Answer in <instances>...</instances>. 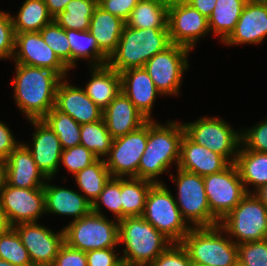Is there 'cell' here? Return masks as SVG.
Instances as JSON below:
<instances>
[{
  "instance_id": "6",
  "label": "cell",
  "mask_w": 267,
  "mask_h": 266,
  "mask_svg": "<svg viewBox=\"0 0 267 266\" xmlns=\"http://www.w3.org/2000/svg\"><path fill=\"white\" fill-rule=\"evenodd\" d=\"M141 216L173 243H180L191 229L186 226L176 199L162 183L150 187Z\"/></svg>"
},
{
  "instance_id": "24",
  "label": "cell",
  "mask_w": 267,
  "mask_h": 266,
  "mask_svg": "<svg viewBox=\"0 0 267 266\" xmlns=\"http://www.w3.org/2000/svg\"><path fill=\"white\" fill-rule=\"evenodd\" d=\"M267 35V5L245 3L235 30L226 44L259 43Z\"/></svg>"
},
{
  "instance_id": "44",
  "label": "cell",
  "mask_w": 267,
  "mask_h": 266,
  "mask_svg": "<svg viewBox=\"0 0 267 266\" xmlns=\"http://www.w3.org/2000/svg\"><path fill=\"white\" fill-rule=\"evenodd\" d=\"M15 34L10 14L0 12V58H10L14 55Z\"/></svg>"
},
{
  "instance_id": "8",
  "label": "cell",
  "mask_w": 267,
  "mask_h": 266,
  "mask_svg": "<svg viewBox=\"0 0 267 266\" xmlns=\"http://www.w3.org/2000/svg\"><path fill=\"white\" fill-rule=\"evenodd\" d=\"M222 221V222H221ZM222 230L244 242L267 239V207L255 196L247 193L240 203L220 220Z\"/></svg>"
},
{
  "instance_id": "45",
  "label": "cell",
  "mask_w": 267,
  "mask_h": 266,
  "mask_svg": "<svg viewBox=\"0 0 267 266\" xmlns=\"http://www.w3.org/2000/svg\"><path fill=\"white\" fill-rule=\"evenodd\" d=\"M241 143H245L244 149L256 152H267V120L248 130L241 135Z\"/></svg>"
},
{
  "instance_id": "1",
  "label": "cell",
  "mask_w": 267,
  "mask_h": 266,
  "mask_svg": "<svg viewBox=\"0 0 267 266\" xmlns=\"http://www.w3.org/2000/svg\"><path fill=\"white\" fill-rule=\"evenodd\" d=\"M63 78L48 69L16 64L14 97L28 120L42 119L55 107L56 91Z\"/></svg>"
},
{
  "instance_id": "18",
  "label": "cell",
  "mask_w": 267,
  "mask_h": 266,
  "mask_svg": "<svg viewBox=\"0 0 267 266\" xmlns=\"http://www.w3.org/2000/svg\"><path fill=\"white\" fill-rule=\"evenodd\" d=\"M62 81L56 91L57 110L71 116L80 125L102 119L103 110L86 95L84 89L70 86L66 80Z\"/></svg>"
},
{
  "instance_id": "34",
  "label": "cell",
  "mask_w": 267,
  "mask_h": 266,
  "mask_svg": "<svg viewBox=\"0 0 267 266\" xmlns=\"http://www.w3.org/2000/svg\"><path fill=\"white\" fill-rule=\"evenodd\" d=\"M97 6L98 0H71L54 21L65 30H88Z\"/></svg>"
},
{
  "instance_id": "36",
  "label": "cell",
  "mask_w": 267,
  "mask_h": 266,
  "mask_svg": "<svg viewBox=\"0 0 267 266\" xmlns=\"http://www.w3.org/2000/svg\"><path fill=\"white\" fill-rule=\"evenodd\" d=\"M42 120L58 136L63 150L80 145L81 125L71 116L62 113L53 107Z\"/></svg>"
},
{
  "instance_id": "33",
  "label": "cell",
  "mask_w": 267,
  "mask_h": 266,
  "mask_svg": "<svg viewBox=\"0 0 267 266\" xmlns=\"http://www.w3.org/2000/svg\"><path fill=\"white\" fill-rule=\"evenodd\" d=\"M71 48V68L80 58H94L92 67L107 65L108 56L98 47L96 39L88 31L65 30ZM91 56V57H90Z\"/></svg>"
},
{
  "instance_id": "13",
  "label": "cell",
  "mask_w": 267,
  "mask_h": 266,
  "mask_svg": "<svg viewBox=\"0 0 267 266\" xmlns=\"http://www.w3.org/2000/svg\"><path fill=\"white\" fill-rule=\"evenodd\" d=\"M189 51L186 47L171 44L145 63L144 68L160 94L178 95L181 77L188 67L186 59Z\"/></svg>"
},
{
  "instance_id": "15",
  "label": "cell",
  "mask_w": 267,
  "mask_h": 266,
  "mask_svg": "<svg viewBox=\"0 0 267 266\" xmlns=\"http://www.w3.org/2000/svg\"><path fill=\"white\" fill-rule=\"evenodd\" d=\"M13 228L28 250L33 266H52L60 246L64 243V230L55 234L36 222L20 223Z\"/></svg>"
},
{
  "instance_id": "43",
  "label": "cell",
  "mask_w": 267,
  "mask_h": 266,
  "mask_svg": "<svg viewBox=\"0 0 267 266\" xmlns=\"http://www.w3.org/2000/svg\"><path fill=\"white\" fill-rule=\"evenodd\" d=\"M149 266H192V263L181 243H172Z\"/></svg>"
},
{
  "instance_id": "7",
  "label": "cell",
  "mask_w": 267,
  "mask_h": 266,
  "mask_svg": "<svg viewBox=\"0 0 267 266\" xmlns=\"http://www.w3.org/2000/svg\"><path fill=\"white\" fill-rule=\"evenodd\" d=\"M63 230L64 242L84 252L114 248V245L119 244L118 223L92 211L82 218L73 220Z\"/></svg>"
},
{
  "instance_id": "46",
  "label": "cell",
  "mask_w": 267,
  "mask_h": 266,
  "mask_svg": "<svg viewBox=\"0 0 267 266\" xmlns=\"http://www.w3.org/2000/svg\"><path fill=\"white\" fill-rule=\"evenodd\" d=\"M52 266H88L86 252L72 248L64 242Z\"/></svg>"
},
{
  "instance_id": "50",
  "label": "cell",
  "mask_w": 267,
  "mask_h": 266,
  "mask_svg": "<svg viewBox=\"0 0 267 266\" xmlns=\"http://www.w3.org/2000/svg\"><path fill=\"white\" fill-rule=\"evenodd\" d=\"M186 2L208 19L216 7L217 0H187Z\"/></svg>"
},
{
  "instance_id": "58",
  "label": "cell",
  "mask_w": 267,
  "mask_h": 266,
  "mask_svg": "<svg viewBox=\"0 0 267 266\" xmlns=\"http://www.w3.org/2000/svg\"><path fill=\"white\" fill-rule=\"evenodd\" d=\"M119 266H135V265H128V264L121 263Z\"/></svg>"
},
{
  "instance_id": "5",
  "label": "cell",
  "mask_w": 267,
  "mask_h": 266,
  "mask_svg": "<svg viewBox=\"0 0 267 266\" xmlns=\"http://www.w3.org/2000/svg\"><path fill=\"white\" fill-rule=\"evenodd\" d=\"M221 230L219 224L211 227H191L180 243L186 249L192 266L238 264L237 244L221 236Z\"/></svg>"
},
{
  "instance_id": "41",
  "label": "cell",
  "mask_w": 267,
  "mask_h": 266,
  "mask_svg": "<svg viewBox=\"0 0 267 266\" xmlns=\"http://www.w3.org/2000/svg\"><path fill=\"white\" fill-rule=\"evenodd\" d=\"M238 264L241 266H267V239L237 245Z\"/></svg>"
},
{
  "instance_id": "22",
  "label": "cell",
  "mask_w": 267,
  "mask_h": 266,
  "mask_svg": "<svg viewBox=\"0 0 267 266\" xmlns=\"http://www.w3.org/2000/svg\"><path fill=\"white\" fill-rule=\"evenodd\" d=\"M102 118L113 139L138 129L148 121L122 92L103 110Z\"/></svg>"
},
{
  "instance_id": "53",
  "label": "cell",
  "mask_w": 267,
  "mask_h": 266,
  "mask_svg": "<svg viewBox=\"0 0 267 266\" xmlns=\"http://www.w3.org/2000/svg\"><path fill=\"white\" fill-rule=\"evenodd\" d=\"M256 190L255 196L267 207V184Z\"/></svg>"
},
{
  "instance_id": "20",
  "label": "cell",
  "mask_w": 267,
  "mask_h": 266,
  "mask_svg": "<svg viewBox=\"0 0 267 266\" xmlns=\"http://www.w3.org/2000/svg\"><path fill=\"white\" fill-rule=\"evenodd\" d=\"M6 182L16 188H43L48 179L36 165L25 144H19L4 161ZM41 179V180H40Z\"/></svg>"
},
{
  "instance_id": "26",
  "label": "cell",
  "mask_w": 267,
  "mask_h": 266,
  "mask_svg": "<svg viewBox=\"0 0 267 266\" xmlns=\"http://www.w3.org/2000/svg\"><path fill=\"white\" fill-rule=\"evenodd\" d=\"M125 21L97 6L90 20L88 31L96 39L98 47L108 56L116 50Z\"/></svg>"
},
{
  "instance_id": "30",
  "label": "cell",
  "mask_w": 267,
  "mask_h": 266,
  "mask_svg": "<svg viewBox=\"0 0 267 266\" xmlns=\"http://www.w3.org/2000/svg\"><path fill=\"white\" fill-rule=\"evenodd\" d=\"M245 3V0H217L216 7L208 18L209 30L220 34L224 42L235 30Z\"/></svg>"
},
{
  "instance_id": "16",
  "label": "cell",
  "mask_w": 267,
  "mask_h": 266,
  "mask_svg": "<svg viewBox=\"0 0 267 266\" xmlns=\"http://www.w3.org/2000/svg\"><path fill=\"white\" fill-rule=\"evenodd\" d=\"M168 29L171 44L188 49L208 33V19L186 1L168 6Z\"/></svg>"
},
{
  "instance_id": "35",
  "label": "cell",
  "mask_w": 267,
  "mask_h": 266,
  "mask_svg": "<svg viewBox=\"0 0 267 266\" xmlns=\"http://www.w3.org/2000/svg\"><path fill=\"white\" fill-rule=\"evenodd\" d=\"M75 177L79 188L87 195L86 199L91 204L99 197L103 187L112 178L110 171L106 167L105 160L100 158L79 171Z\"/></svg>"
},
{
  "instance_id": "9",
  "label": "cell",
  "mask_w": 267,
  "mask_h": 266,
  "mask_svg": "<svg viewBox=\"0 0 267 266\" xmlns=\"http://www.w3.org/2000/svg\"><path fill=\"white\" fill-rule=\"evenodd\" d=\"M177 178H173L178 186L176 204L182 218L191 220L194 227H211L220 221L211 213L203 177L178 168ZM177 179V180H176ZM179 202V203H178Z\"/></svg>"
},
{
  "instance_id": "40",
  "label": "cell",
  "mask_w": 267,
  "mask_h": 266,
  "mask_svg": "<svg viewBox=\"0 0 267 266\" xmlns=\"http://www.w3.org/2000/svg\"><path fill=\"white\" fill-rule=\"evenodd\" d=\"M98 202H102L104 206L112 211L117 216V221L122 219L121 178H111L92 204V212L101 215L100 203Z\"/></svg>"
},
{
  "instance_id": "2",
  "label": "cell",
  "mask_w": 267,
  "mask_h": 266,
  "mask_svg": "<svg viewBox=\"0 0 267 266\" xmlns=\"http://www.w3.org/2000/svg\"><path fill=\"white\" fill-rule=\"evenodd\" d=\"M171 45L168 28L137 29L124 26L116 50L107 65L118 73L144 67L157 53Z\"/></svg>"
},
{
  "instance_id": "51",
  "label": "cell",
  "mask_w": 267,
  "mask_h": 266,
  "mask_svg": "<svg viewBox=\"0 0 267 266\" xmlns=\"http://www.w3.org/2000/svg\"><path fill=\"white\" fill-rule=\"evenodd\" d=\"M71 0H45L50 15L53 19L65 10L66 5Z\"/></svg>"
},
{
  "instance_id": "25",
  "label": "cell",
  "mask_w": 267,
  "mask_h": 266,
  "mask_svg": "<svg viewBox=\"0 0 267 266\" xmlns=\"http://www.w3.org/2000/svg\"><path fill=\"white\" fill-rule=\"evenodd\" d=\"M45 212L60 215L75 216L74 220L88 215L92 211V204L85 196L74 192L71 189L55 187L45 184Z\"/></svg>"
},
{
  "instance_id": "4",
  "label": "cell",
  "mask_w": 267,
  "mask_h": 266,
  "mask_svg": "<svg viewBox=\"0 0 267 266\" xmlns=\"http://www.w3.org/2000/svg\"><path fill=\"white\" fill-rule=\"evenodd\" d=\"M118 222L119 243L124 242L122 263L149 266L173 242L142 216L125 217Z\"/></svg>"
},
{
  "instance_id": "37",
  "label": "cell",
  "mask_w": 267,
  "mask_h": 266,
  "mask_svg": "<svg viewBox=\"0 0 267 266\" xmlns=\"http://www.w3.org/2000/svg\"><path fill=\"white\" fill-rule=\"evenodd\" d=\"M80 134V145L86 147L98 158L109 155L113 138L103 118L93 123L82 124Z\"/></svg>"
},
{
  "instance_id": "49",
  "label": "cell",
  "mask_w": 267,
  "mask_h": 266,
  "mask_svg": "<svg viewBox=\"0 0 267 266\" xmlns=\"http://www.w3.org/2000/svg\"><path fill=\"white\" fill-rule=\"evenodd\" d=\"M18 145L9 128L0 122V159L5 161Z\"/></svg>"
},
{
  "instance_id": "21",
  "label": "cell",
  "mask_w": 267,
  "mask_h": 266,
  "mask_svg": "<svg viewBox=\"0 0 267 266\" xmlns=\"http://www.w3.org/2000/svg\"><path fill=\"white\" fill-rule=\"evenodd\" d=\"M229 164L222 155L193 142L186 134L182 137L178 168L204 177L223 171Z\"/></svg>"
},
{
  "instance_id": "31",
  "label": "cell",
  "mask_w": 267,
  "mask_h": 266,
  "mask_svg": "<svg viewBox=\"0 0 267 266\" xmlns=\"http://www.w3.org/2000/svg\"><path fill=\"white\" fill-rule=\"evenodd\" d=\"M129 179L121 178L122 219L143 214L148 192L154 184L140 178Z\"/></svg>"
},
{
  "instance_id": "57",
  "label": "cell",
  "mask_w": 267,
  "mask_h": 266,
  "mask_svg": "<svg viewBox=\"0 0 267 266\" xmlns=\"http://www.w3.org/2000/svg\"><path fill=\"white\" fill-rule=\"evenodd\" d=\"M0 266H16V265H13L10 262L0 258Z\"/></svg>"
},
{
  "instance_id": "54",
  "label": "cell",
  "mask_w": 267,
  "mask_h": 266,
  "mask_svg": "<svg viewBox=\"0 0 267 266\" xmlns=\"http://www.w3.org/2000/svg\"><path fill=\"white\" fill-rule=\"evenodd\" d=\"M6 184V165L4 161L0 162V191Z\"/></svg>"
},
{
  "instance_id": "28",
  "label": "cell",
  "mask_w": 267,
  "mask_h": 266,
  "mask_svg": "<svg viewBox=\"0 0 267 266\" xmlns=\"http://www.w3.org/2000/svg\"><path fill=\"white\" fill-rule=\"evenodd\" d=\"M234 164L239 172L240 179L245 184H254L257 189L267 184V152H256L248 149H240Z\"/></svg>"
},
{
  "instance_id": "27",
  "label": "cell",
  "mask_w": 267,
  "mask_h": 266,
  "mask_svg": "<svg viewBox=\"0 0 267 266\" xmlns=\"http://www.w3.org/2000/svg\"><path fill=\"white\" fill-rule=\"evenodd\" d=\"M92 79L84 89L86 95L102 110L121 92V75L108 65L93 67Z\"/></svg>"
},
{
  "instance_id": "38",
  "label": "cell",
  "mask_w": 267,
  "mask_h": 266,
  "mask_svg": "<svg viewBox=\"0 0 267 266\" xmlns=\"http://www.w3.org/2000/svg\"><path fill=\"white\" fill-rule=\"evenodd\" d=\"M0 258L16 266H33L28 250L13 227L0 234Z\"/></svg>"
},
{
  "instance_id": "48",
  "label": "cell",
  "mask_w": 267,
  "mask_h": 266,
  "mask_svg": "<svg viewBox=\"0 0 267 266\" xmlns=\"http://www.w3.org/2000/svg\"><path fill=\"white\" fill-rule=\"evenodd\" d=\"M88 266H119L122 263L114 248L96 249L86 252Z\"/></svg>"
},
{
  "instance_id": "14",
  "label": "cell",
  "mask_w": 267,
  "mask_h": 266,
  "mask_svg": "<svg viewBox=\"0 0 267 266\" xmlns=\"http://www.w3.org/2000/svg\"><path fill=\"white\" fill-rule=\"evenodd\" d=\"M0 205L11 227L37 222L45 212L43 188H16L7 182L0 191Z\"/></svg>"
},
{
  "instance_id": "42",
  "label": "cell",
  "mask_w": 267,
  "mask_h": 266,
  "mask_svg": "<svg viewBox=\"0 0 267 266\" xmlns=\"http://www.w3.org/2000/svg\"><path fill=\"white\" fill-rule=\"evenodd\" d=\"M98 157L82 145L64 149L61 161L64 166L76 175L79 171L94 163Z\"/></svg>"
},
{
  "instance_id": "17",
  "label": "cell",
  "mask_w": 267,
  "mask_h": 266,
  "mask_svg": "<svg viewBox=\"0 0 267 266\" xmlns=\"http://www.w3.org/2000/svg\"><path fill=\"white\" fill-rule=\"evenodd\" d=\"M13 57L16 64L40 67L58 73L62 78L69 70L56 56L54 51L44 42L40 32H21L15 34Z\"/></svg>"
},
{
  "instance_id": "12",
  "label": "cell",
  "mask_w": 267,
  "mask_h": 266,
  "mask_svg": "<svg viewBox=\"0 0 267 266\" xmlns=\"http://www.w3.org/2000/svg\"><path fill=\"white\" fill-rule=\"evenodd\" d=\"M148 139V121L138 129L115 138L109 152L106 167L112 178L128 177L138 178V166Z\"/></svg>"
},
{
  "instance_id": "29",
  "label": "cell",
  "mask_w": 267,
  "mask_h": 266,
  "mask_svg": "<svg viewBox=\"0 0 267 266\" xmlns=\"http://www.w3.org/2000/svg\"><path fill=\"white\" fill-rule=\"evenodd\" d=\"M125 25L130 28H168V6L159 0H140Z\"/></svg>"
},
{
  "instance_id": "3",
  "label": "cell",
  "mask_w": 267,
  "mask_h": 266,
  "mask_svg": "<svg viewBox=\"0 0 267 266\" xmlns=\"http://www.w3.org/2000/svg\"><path fill=\"white\" fill-rule=\"evenodd\" d=\"M152 120H148L147 145L138 166V178L161 183L156 177L163 174L174 160L178 165L185 131L180 123L170 122L168 126H162Z\"/></svg>"
},
{
  "instance_id": "10",
  "label": "cell",
  "mask_w": 267,
  "mask_h": 266,
  "mask_svg": "<svg viewBox=\"0 0 267 266\" xmlns=\"http://www.w3.org/2000/svg\"><path fill=\"white\" fill-rule=\"evenodd\" d=\"M183 127L193 142L222 155L230 164L235 162L238 147L241 146V134L231 129L225 121L217 117H203L196 122L183 124ZM230 155L234 156L232 160H229Z\"/></svg>"
},
{
  "instance_id": "55",
  "label": "cell",
  "mask_w": 267,
  "mask_h": 266,
  "mask_svg": "<svg viewBox=\"0 0 267 266\" xmlns=\"http://www.w3.org/2000/svg\"><path fill=\"white\" fill-rule=\"evenodd\" d=\"M159 1L166 6H171L174 4H179L181 2H185L187 0H159Z\"/></svg>"
},
{
  "instance_id": "19",
  "label": "cell",
  "mask_w": 267,
  "mask_h": 266,
  "mask_svg": "<svg viewBox=\"0 0 267 266\" xmlns=\"http://www.w3.org/2000/svg\"><path fill=\"white\" fill-rule=\"evenodd\" d=\"M35 125L36 132L33 134V149L25 145L38 168L50 179L58 170L63 148L58 136L42 120H30Z\"/></svg>"
},
{
  "instance_id": "52",
  "label": "cell",
  "mask_w": 267,
  "mask_h": 266,
  "mask_svg": "<svg viewBox=\"0 0 267 266\" xmlns=\"http://www.w3.org/2000/svg\"><path fill=\"white\" fill-rule=\"evenodd\" d=\"M10 227L11 226L7 220L5 212L3 211L0 205V234H3L4 232H6Z\"/></svg>"
},
{
  "instance_id": "11",
  "label": "cell",
  "mask_w": 267,
  "mask_h": 266,
  "mask_svg": "<svg viewBox=\"0 0 267 266\" xmlns=\"http://www.w3.org/2000/svg\"><path fill=\"white\" fill-rule=\"evenodd\" d=\"M211 213L220 221L247 194L234 163L223 171L203 177Z\"/></svg>"
},
{
  "instance_id": "23",
  "label": "cell",
  "mask_w": 267,
  "mask_h": 266,
  "mask_svg": "<svg viewBox=\"0 0 267 266\" xmlns=\"http://www.w3.org/2000/svg\"><path fill=\"white\" fill-rule=\"evenodd\" d=\"M120 75L121 92L148 120H151V108L156 95L160 92L148 72L141 67L122 71Z\"/></svg>"
},
{
  "instance_id": "56",
  "label": "cell",
  "mask_w": 267,
  "mask_h": 266,
  "mask_svg": "<svg viewBox=\"0 0 267 266\" xmlns=\"http://www.w3.org/2000/svg\"><path fill=\"white\" fill-rule=\"evenodd\" d=\"M245 2L249 4L267 5V0H245Z\"/></svg>"
},
{
  "instance_id": "47",
  "label": "cell",
  "mask_w": 267,
  "mask_h": 266,
  "mask_svg": "<svg viewBox=\"0 0 267 266\" xmlns=\"http://www.w3.org/2000/svg\"><path fill=\"white\" fill-rule=\"evenodd\" d=\"M140 0H98V6L126 21Z\"/></svg>"
},
{
  "instance_id": "32",
  "label": "cell",
  "mask_w": 267,
  "mask_h": 266,
  "mask_svg": "<svg viewBox=\"0 0 267 266\" xmlns=\"http://www.w3.org/2000/svg\"><path fill=\"white\" fill-rule=\"evenodd\" d=\"M15 33L39 32L54 19L50 15L45 0H26L17 17H12Z\"/></svg>"
},
{
  "instance_id": "39",
  "label": "cell",
  "mask_w": 267,
  "mask_h": 266,
  "mask_svg": "<svg viewBox=\"0 0 267 266\" xmlns=\"http://www.w3.org/2000/svg\"><path fill=\"white\" fill-rule=\"evenodd\" d=\"M44 42L54 51L59 60L71 69V48L65 29L54 20L40 31Z\"/></svg>"
}]
</instances>
